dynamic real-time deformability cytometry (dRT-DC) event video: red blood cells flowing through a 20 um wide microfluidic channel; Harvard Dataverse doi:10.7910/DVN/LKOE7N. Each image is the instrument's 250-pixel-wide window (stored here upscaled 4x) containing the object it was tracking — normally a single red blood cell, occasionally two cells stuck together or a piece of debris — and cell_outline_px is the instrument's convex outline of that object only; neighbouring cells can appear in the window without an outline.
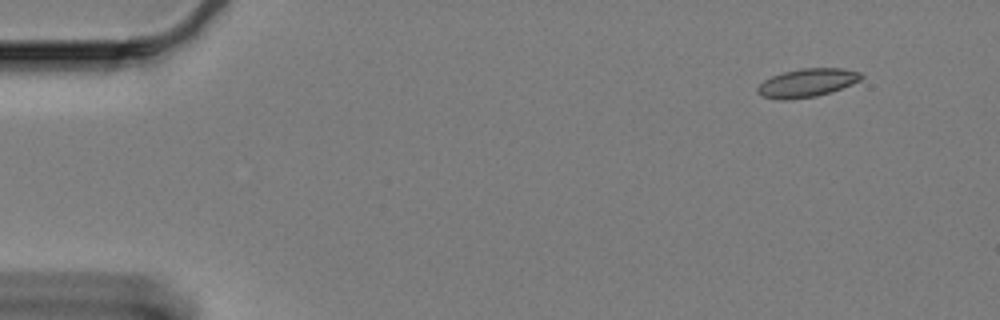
{"species": "Egyptian fruit bat (a non-hibernating species)", "species_latin": "Rousettus aegyptiacus", "temperature_condition": "cold", "stored_images_in_passage": 14, "camera_frame_rate_fps": 3000, "um_per_image_px": 0.085, "animal": {"sex": "female"}, "frame": {"image": 1, "passage_image": 1, "time_ms": 0.0, "image_size_px": [1000, 320], "cell_outline_px": [[864, 76], [860, 80], [852, 84], [832, 92], [816, 96], [784, 100], [780, 100], [760, 96], [756, 92], [756, 88], [764, 80], [772, 76], [784, 72], [800, 68], [844, 68], [860, 72]], "centroid_in_image_um": [68.6, 7.04], "position_along_channel_um": 16.4, "area_um2": 17.28}}
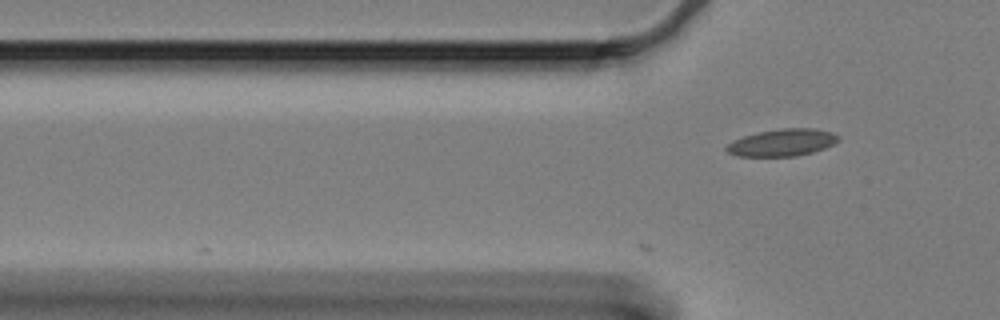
{"frame": {"image": 2, "passage_image": 14, "time_ms": 4.333, "image_size_px": [1000, 320], "cell_outline_px": [[840, 140], [824, 148], [812, 152], [796, 156], [736, 156], [728, 152], [724, 148], [732, 140], [744, 136], [760, 132], [780, 128], [816, 128], [832, 132], [840, 136]], "centroid_in_image_um": [66.5, 12.11], "position_along_channel_um": 59.3, "area_um2": 17.69}}